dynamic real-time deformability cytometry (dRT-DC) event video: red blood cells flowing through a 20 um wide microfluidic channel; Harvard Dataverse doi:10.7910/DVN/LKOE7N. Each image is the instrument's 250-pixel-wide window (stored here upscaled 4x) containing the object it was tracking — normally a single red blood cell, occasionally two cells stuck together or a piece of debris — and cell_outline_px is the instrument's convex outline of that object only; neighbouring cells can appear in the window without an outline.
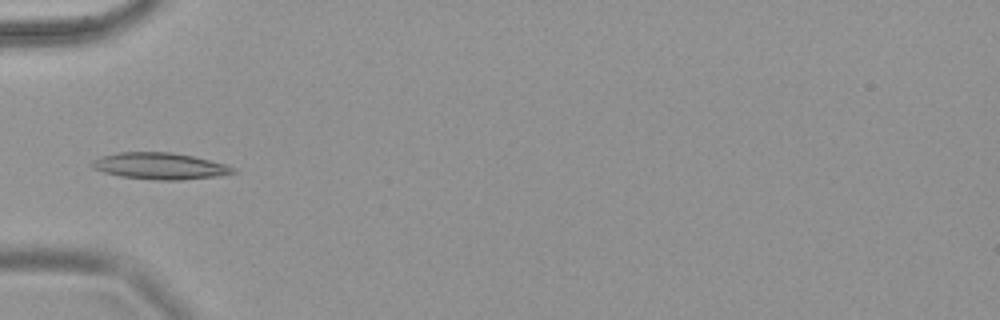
{"species": "common noctule bat (a hibernating species)", "species_latin": "Nyctalus noctula", "temperature_condition": "warm", "stored_images_in_passage": 9, "camera_frame_rate_fps": 3000, "um_per_image_px": 0.085, "animal": {"sex": "female", "body_mass_g": 18.4}, "frame": {"image": 1, "passage_image": 7, "time_ms": 2.0, "image_size_px": [1000, 320], "cell_outline_px": [[236, 172], [220, 176], [180, 180], [156, 180], [120, 176], [104, 172], [92, 168], [88, 164], [92, 160], [100, 156], [120, 152], [172, 152], [192, 156], [224, 164], [232, 168]], "centroid_in_image_um": [13.52, 14.11], "position_along_channel_um": 71.5, "area_um2": 21.79}}
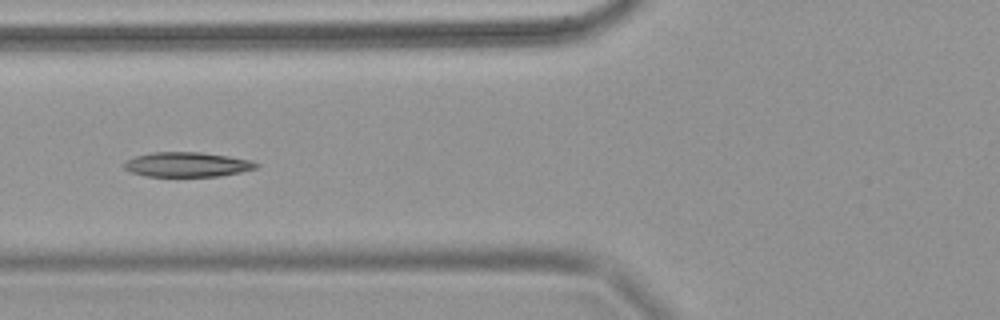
{"frame": {"image": 2, "passage_image": 8, "time_ms": 2.333, "image_size_px": [1000, 320], "cell_outline_px": [[260, 164], [256, 168], [240, 172], [220, 176], [148, 176], [132, 172], [124, 168], [124, 164], [128, 160], [136, 156], [152, 152], [200, 152], [228, 156], [252, 160]], "centroid_in_image_um": [15.95, 13.98], "position_along_channel_um": 109.9, "area_um2": 18.84}}